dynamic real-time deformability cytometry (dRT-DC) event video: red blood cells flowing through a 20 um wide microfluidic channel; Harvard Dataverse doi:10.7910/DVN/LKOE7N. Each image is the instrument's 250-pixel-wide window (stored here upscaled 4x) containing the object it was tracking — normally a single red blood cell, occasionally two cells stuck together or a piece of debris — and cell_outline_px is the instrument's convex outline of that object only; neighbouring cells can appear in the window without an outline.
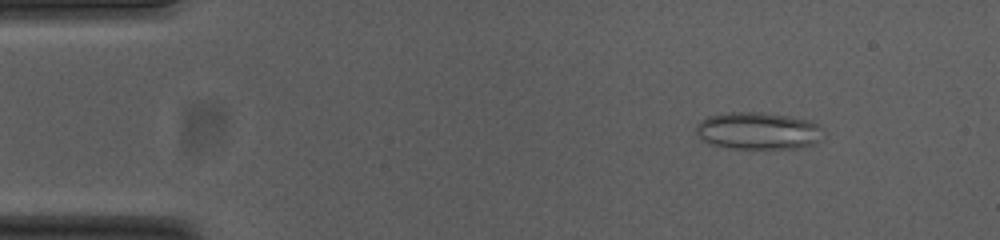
{"species": "common noctule bat (a hibernating species)", "species_latin": "Nyctalus noctula", "temperature_condition": "cold", "stored_images_in_passage": 50, "camera_frame_rate_fps": 3000, "um_per_image_px": 0.085, "animal": {"sex": "female", "body_mass_g": 23.0, "forearm_length_mm": 53.4}, "frame": {"image": 1, "passage_image": 3, "time_ms": 0.667, "image_size_px": [1000, 240], "cell_outline_px": [[820, 140], [816, 144], [800, 148], [728, 148], [708, 144], [696, 136], [696, 128], [700, 120], [708, 116], [720, 112], [760, 112], [788, 116], [812, 120], [820, 128]], "centroid_in_image_um": [64.38, 11.12], "position_along_channel_um": 20.6, "area_um2": 27.86}}
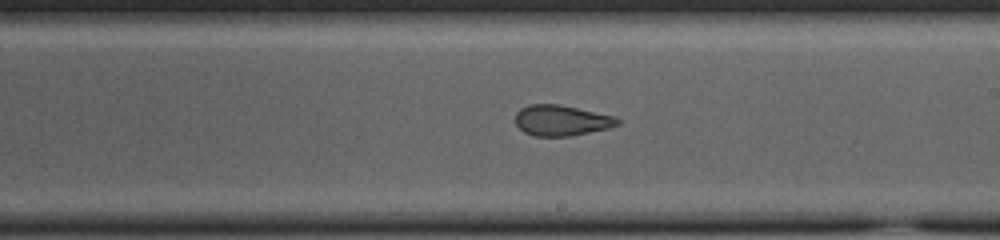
{"frame": {"image": 2, "passage_image": 27, "time_ms": 8.667, "image_size_px": [1000, 240], "cell_outline_px": [[620, 124], [608, 128], [568, 136], [536, 136], [524, 132], [516, 124], [516, 112], [520, 108], [528, 104], [560, 104], [616, 116], [620, 120]], "centroid_in_image_um": [47.73, 10.22], "position_along_channel_um": 241.3, "area_um2": 18.26}}
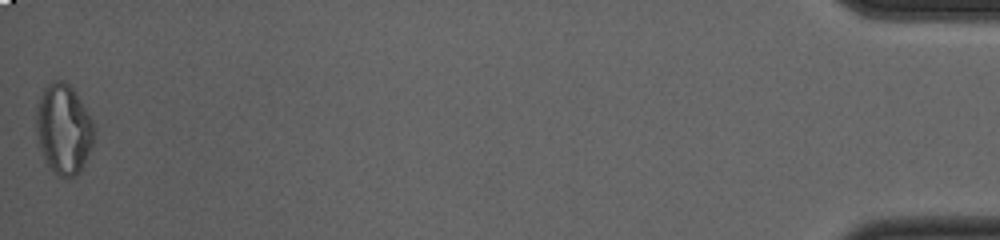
{"frame": {"image": 3, "passage_image": 50, "time_ms": 16.333, "image_size_px": [1000, 240], "cell_outline_px": [[92, 144], [80, 172], [76, 176], [64, 180], [56, 176], [48, 164], [44, 156], [40, 144], [36, 124], [36, 108], [40, 96], [44, 88], [48, 84], [56, 80], [64, 80], [72, 88], [92, 120]], "centroid_in_image_um": [5.39, 11.0], "position_along_channel_um": 429.8, "area_um2": 29.77}, "authors_computed_cell_mechanics": {"area_um2": 22.2241, "velocity_mm_per_s": 3.7546, "shape_relaxation_time_tau1_ms": null, "shape_relaxation_time_tau2_ms": 1.7033, "deformation_change_tau1": null, "deformation_change_tau2": 0.0842}}